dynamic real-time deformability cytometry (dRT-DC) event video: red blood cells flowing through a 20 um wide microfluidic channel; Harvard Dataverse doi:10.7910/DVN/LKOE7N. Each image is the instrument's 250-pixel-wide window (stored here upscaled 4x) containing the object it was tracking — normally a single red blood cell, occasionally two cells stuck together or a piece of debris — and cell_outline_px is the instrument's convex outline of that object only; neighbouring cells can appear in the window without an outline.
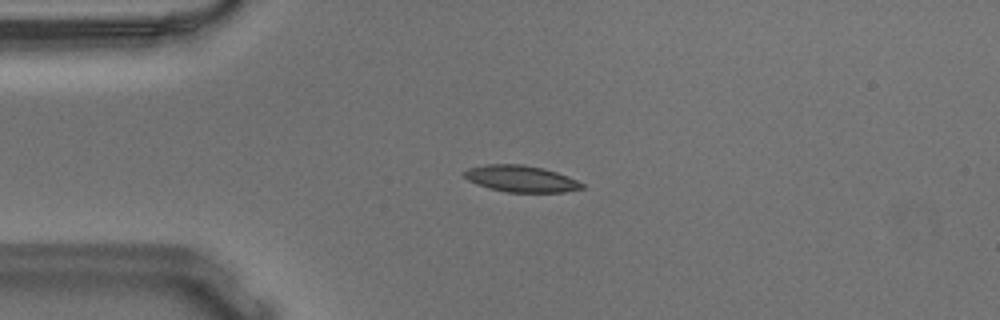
{"species": "Egyptian fruit bat (a non-hibernating species)", "species_latin": "Rousettus aegyptiacus", "temperature_condition": "warm", "stored_images_in_passage": 48, "camera_frame_rate_fps": 3000, "um_per_image_px": 0.085, "animal": {"sex": "male"}, "frame": {"image": 1, "passage_image": 6, "time_ms": 1.667, "image_size_px": [1000, 320], "cell_outline_px": [[584, 188], [564, 192], [504, 192], [488, 188], [476, 184], [468, 180], [460, 172], [468, 168], [488, 164], [520, 164], [540, 168], [556, 172], [568, 176], [584, 184]], "centroid_in_image_um": [44.23, 15.2], "position_along_channel_um": 40.8, "area_um2": 18.21}}
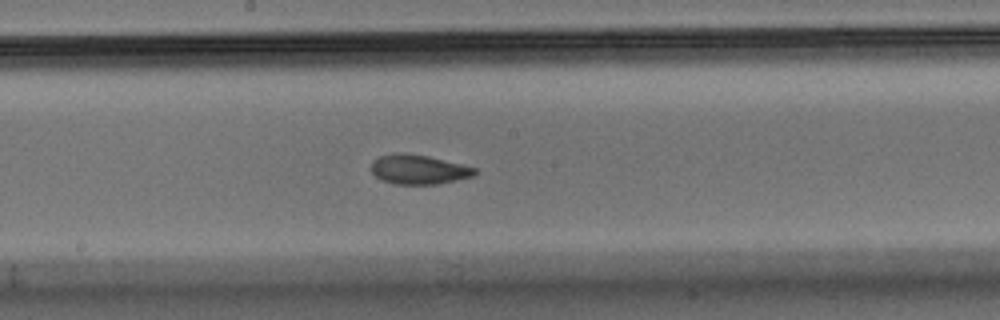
{"frame": {"image": 2, "passage_image": 22, "time_ms": 7.0, "image_size_px": [1000, 320], "cell_outline_px": [[476, 172], [472, 176], [456, 180], [436, 184], [396, 184], [380, 180], [372, 172], [372, 160], [380, 156], [392, 152], [404, 152], [428, 156], [476, 168]], "centroid_in_image_um": [35.53, 14.39], "position_along_channel_um": 212.7, "area_um2": 17.74}}
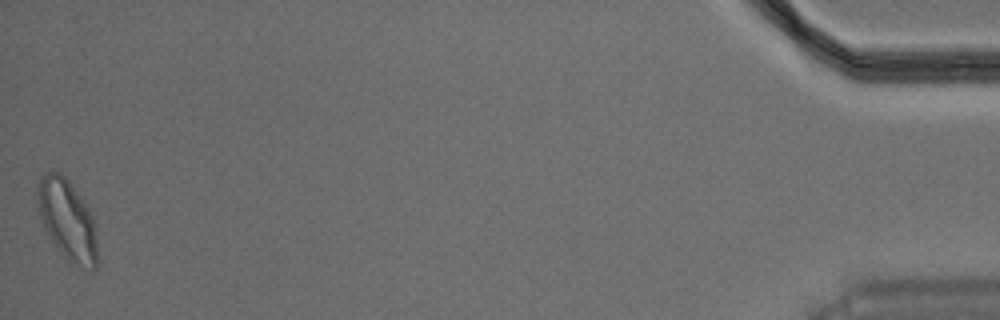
{"frame": {"image": 3, "passage_image": 48, "time_ms": 15.667, "image_size_px": [1000, 320], "cell_outline_px": [[100, 260], [96, 268], [92, 268], [68, 264], [56, 248], [44, 228], [36, 208], [36, 188], [40, 176], [44, 172], [60, 172], [68, 180], [84, 200], [92, 216]], "centroid_in_image_um": [5.7, 18.71], "position_along_channel_um": 429.5, "area_um2": 28.84}, "authors_computed_cell_mechanics": {"area_um2": 18.3515, "velocity_mm_per_s": 3.6284, "shape_relaxation_time_tau1_ms": 5.0629, "shape_relaxation_time_tau2_ms": 2.2112, "deformation_change_tau1": 0.1742, "deformation_change_tau2": 0.0785}}